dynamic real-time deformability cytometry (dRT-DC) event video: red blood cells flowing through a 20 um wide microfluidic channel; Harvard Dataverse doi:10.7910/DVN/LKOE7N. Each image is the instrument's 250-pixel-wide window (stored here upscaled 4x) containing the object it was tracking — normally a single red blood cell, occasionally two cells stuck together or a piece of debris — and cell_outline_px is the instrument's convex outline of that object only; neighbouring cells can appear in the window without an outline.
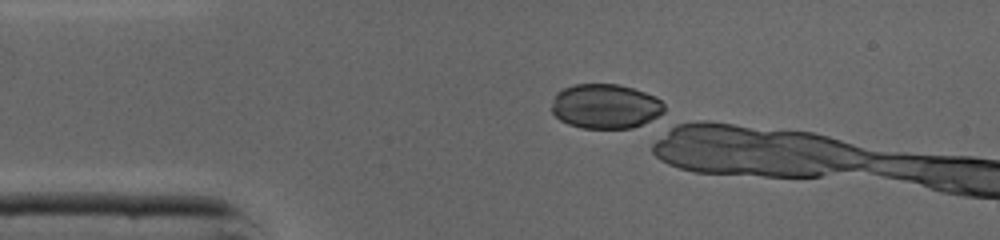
{"species": "common noctule bat (a hibernating species)", "species_latin": "Nyctalus noctula", "temperature_condition": "cold", "stored_images_in_passage": 8, "camera_frame_rate_fps": 3000, "um_per_image_px": 0.085, "animal": {"sex": "male", "body_mass_g": 19.0, "forearm_length_mm": 50.8}, "frame": {"image": 1, "passage_image": 1, "time_ms": 0.0, "image_size_px": [1000, 240], "cell_outline_px": [[664, 116], [632, 128], [580, 128], [568, 124], [560, 120], [552, 112], [552, 104], [556, 92], [564, 88], [576, 84], [620, 84], [656, 96], [664, 104]], "centroid_in_image_um": [51.5, 9.04], "position_along_channel_um": 33.5, "area_um2": 29.59}}
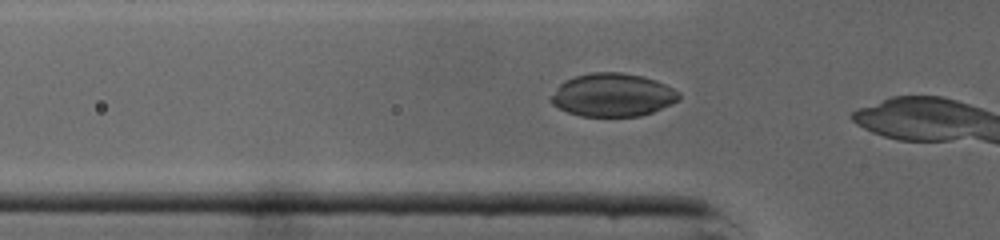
{"frame": {"image": 2, "passage_image": 6, "time_ms": 1.667, "image_size_px": [1000, 240], "cell_outline_px": [[680, 100], [672, 104], [652, 112], [640, 116], [580, 116], [568, 112], [552, 104], [548, 100], [556, 88], [564, 80], [576, 76], [592, 72], [620, 72], [640, 76], [656, 80], [680, 92]], "centroid_in_image_um": [52.07, 8.07], "position_along_channel_um": 73.7, "area_um2": 32.19}}